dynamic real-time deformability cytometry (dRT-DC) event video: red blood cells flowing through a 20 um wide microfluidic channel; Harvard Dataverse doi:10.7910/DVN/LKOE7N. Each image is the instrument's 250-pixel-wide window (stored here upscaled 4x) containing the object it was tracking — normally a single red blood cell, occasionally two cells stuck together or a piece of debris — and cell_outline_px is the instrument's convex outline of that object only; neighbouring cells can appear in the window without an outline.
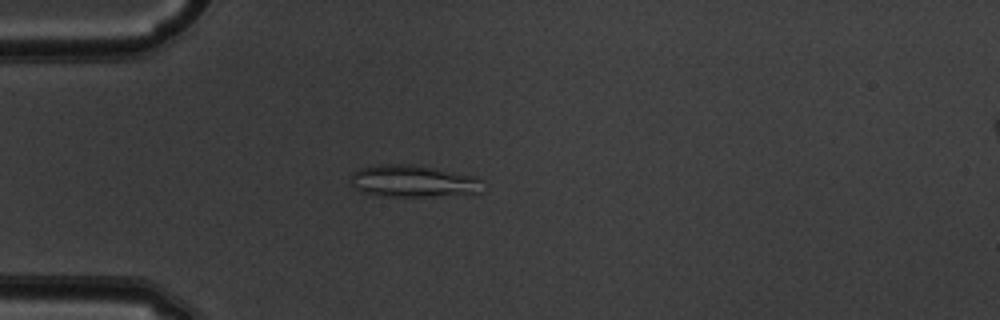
{"species": "common noctule bat (a hibernating species)", "species_latin": "Nyctalus noctula", "temperature_condition": "warm", "stored_images_in_passage": 36, "camera_frame_rate_fps": 3000, "um_per_image_px": 0.085, "animal": {"sex": "male", "body_mass_g": 19.5, "forearm_length_mm": 54.6}, "frame": {"image": 1, "passage_image": 5, "time_ms": 1.333, "image_size_px": [1000, 320], "cell_outline_px": [[484, 192], [432, 196], [392, 196], [364, 192], [356, 188], [348, 180], [352, 172], [360, 168], [380, 164], [412, 164], [436, 168], [480, 176], [484, 180]], "centroid_in_image_um": [35.21, 15.38], "position_along_channel_um": 49.8, "area_um2": 24.97}}
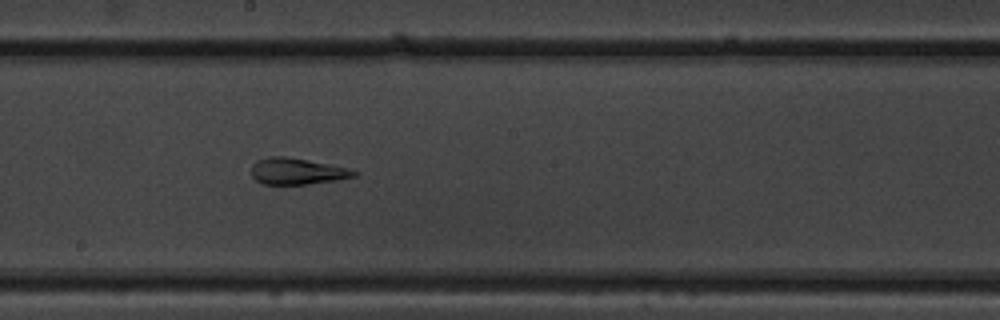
{"frame": {"image": 2, "passage_image": 19, "time_ms": 6.0, "image_size_px": [1000, 320], "cell_outline_px": [[360, 172], [356, 176], [336, 180], [308, 184], [260, 184], [252, 176], [252, 164], [256, 160], [268, 156], [284, 156], [344, 168]], "centroid_in_image_um": [25.18, 14.57], "position_along_channel_um": 223.0, "area_um2": 15.49}}
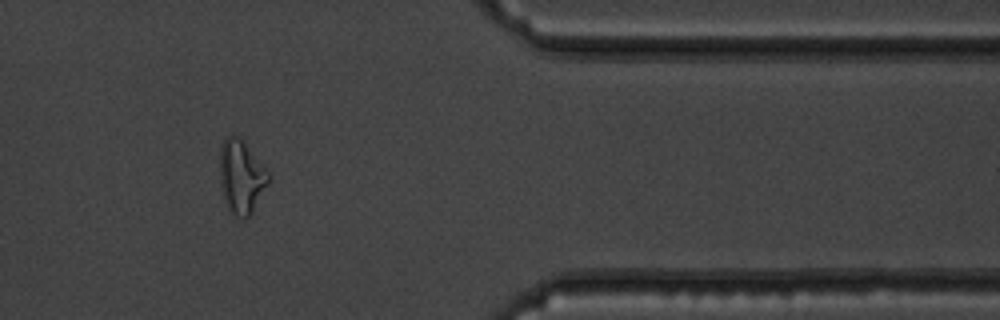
{"frame": {"image": 3, "passage_image": 33, "time_ms": 10.667, "image_size_px": [1000, 320], "cell_outline_px": [[268, 184], [252, 212], [244, 220], [240, 220], [228, 208], [224, 200], [220, 184], [220, 148], [224, 136], [236, 136], [244, 144], [268, 172]], "centroid_in_image_um": [20.47, 15.07], "position_along_channel_um": 390.9, "area_um2": 20.35}, "authors_computed_cell_mechanics": {"area_um2": 16.6175, "velocity_mm_per_s": 4.0085, "shape_relaxation_time_tau1_ms": null, "shape_relaxation_time_tau2_ms": 1.7168, "deformation_change_tau1": null, "deformation_change_tau2": 0.0889}}